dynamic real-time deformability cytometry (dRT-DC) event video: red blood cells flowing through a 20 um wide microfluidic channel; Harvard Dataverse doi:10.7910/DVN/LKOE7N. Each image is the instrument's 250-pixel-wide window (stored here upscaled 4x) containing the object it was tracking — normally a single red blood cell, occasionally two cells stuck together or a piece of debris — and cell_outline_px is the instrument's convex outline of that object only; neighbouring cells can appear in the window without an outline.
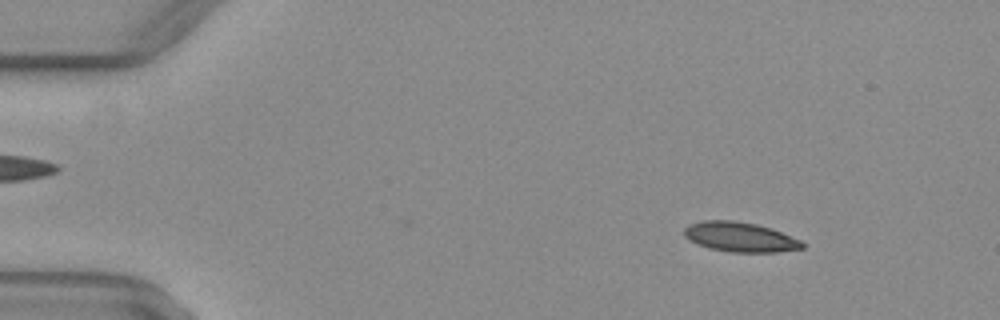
{"species": "common noctule bat (a hibernating species)", "species_latin": "Nyctalus noctula", "temperature_condition": "warm", "stored_images_in_passage": 41, "camera_frame_rate_fps": 3000, "um_per_image_px": 0.085, "animal": {"sex": "female", "body_mass_g": 29.2, "forearm_length_mm": 56.3}, "frame": {"image": 1, "passage_image": 3, "time_ms": 0.667, "image_size_px": [1000, 320], "cell_outline_px": [[804, 248], [776, 252], [732, 252], [708, 248], [688, 240], [684, 236], [684, 228], [688, 224], [704, 220], [732, 220], [756, 224], [772, 228], [800, 240], [804, 244]], "centroid_in_image_um": [62.88, 20.14], "position_along_channel_um": 22.1, "area_um2": 20.52}}
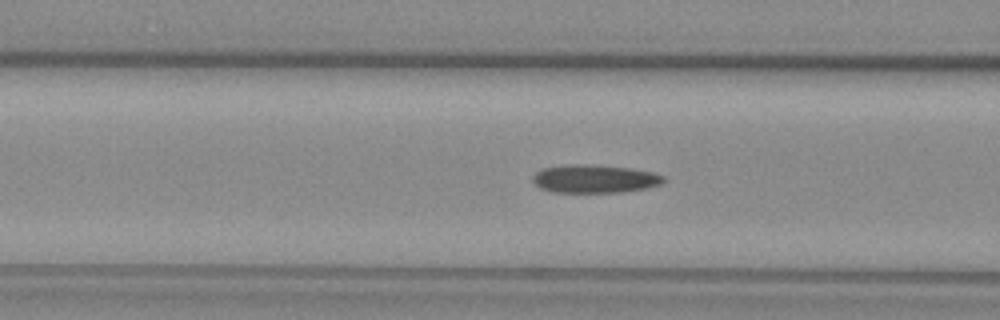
{"frame": {"image": 2, "passage_image": 17, "time_ms": 5.333, "image_size_px": [1000, 320], "cell_outline_px": [[664, 180], [660, 184], [648, 188], [620, 192], [552, 192], [540, 188], [532, 180], [532, 176], [536, 172], [544, 168], [576, 164], [628, 168], [652, 172], [664, 176]], "centroid_in_image_um": [50.53, 15.21], "position_along_channel_um": 116.1, "area_um2": 21.1}}
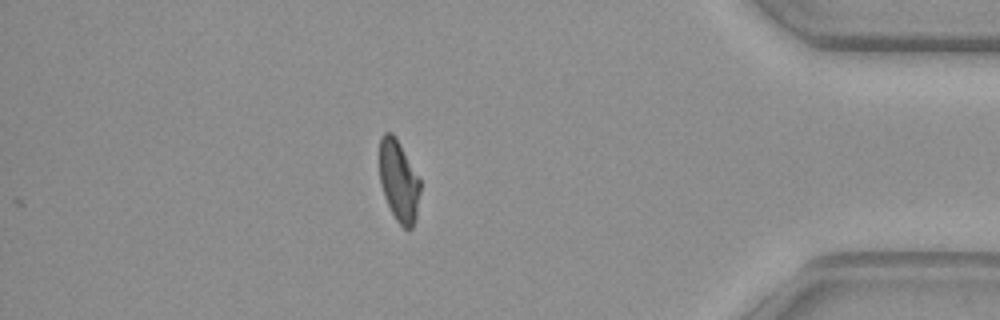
{"frame": {"image": 3, "passage_image": 41, "time_ms": 13.333, "image_size_px": [1000, 320], "cell_outline_px": [[420, 192], [416, 220], [412, 228], [404, 228], [396, 220], [384, 196], [380, 184], [380, 136], [384, 132], [392, 132], [396, 136], [420, 176]], "centroid_in_image_um": [33.92, 15.34], "position_along_channel_um": 401.3, "area_um2": 19.65}, "authors_computed_cell_mechanics": {"area_um2": 20.9814, "velocity_mm_per_s": 4.0565, "shape_relaxation_time_tau1_ms": 7.0198, "shape_relaxation_time_tau2_ms": 2.337, "deformation_change_tau1": 0.2068, "deformation_change_tau2": 0.1053}}